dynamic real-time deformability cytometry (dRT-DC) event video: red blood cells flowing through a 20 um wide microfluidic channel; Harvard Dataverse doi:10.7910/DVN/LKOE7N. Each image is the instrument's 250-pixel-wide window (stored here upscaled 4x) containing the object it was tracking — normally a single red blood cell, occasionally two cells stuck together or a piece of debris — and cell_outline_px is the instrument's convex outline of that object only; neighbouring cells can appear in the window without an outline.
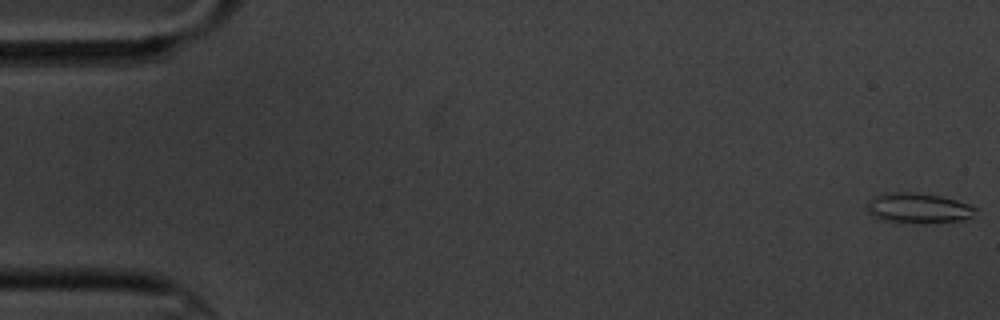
{"species": "common noctule bat (a hibernating species)", "species_latin": "Nyctalus noctula", "temperature_condition": "cold", "stored_images_in_passage": 7, "segment_of_instrument_passage": [1, 2], "camera_frame_rate_fps": 3000, "um_per_image_px": 0.085, "animal": {"sex": "male", "body_mass_g": 20.1, "forearm_length_mm": 53.5}, "frame": {"image": 1, "passage_image": 1, "time_ms": 0.0, "image_size_px": [1000, 320], "cell_outline_px": [[980, 208], [972, 216], [964, 220], [924, 224], [920, 224], [880, 220], [872, 216], [864, 208], [868, 200], [872, 196], [884, 192], [916, 192], [940, 196], [956, 200]], "centroid_in_image_um": [78.01, 17.69], "position_along_channel_um": 7.0, "area_um2": 19.77}}
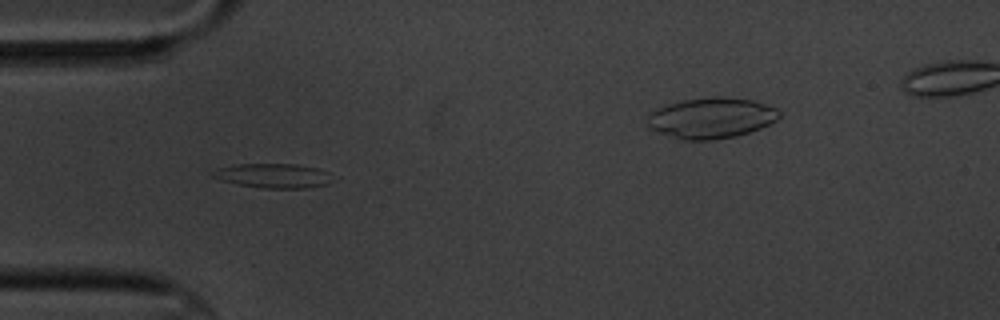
{"frame": {"image": 2, "passage_image": 5, "time_ms": 5.667, "image_size_px": [1000, 320], "cell_outline_px": [[328, 172], [324, 184], [308, 188], [264, 188], [236, 184], [220, 180], [212, 176], [208, 172], [220, 168], [236, 164], [296, 164], [316, 168]], "centroid_in_image_um": [23.09, 14.93], "position_along_channel_um": 61.9, "area_um2": 16.65}}
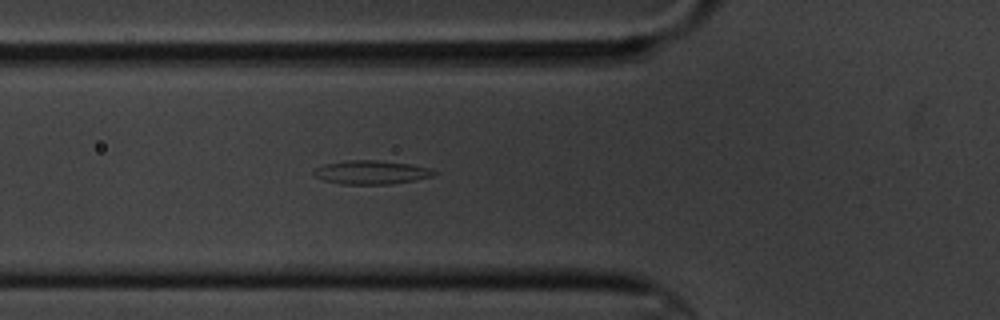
{"frame": {"image": 3, "passage_image": 6, "time_ms": 6.667, "image_size_px": [1000, 320], "cell_outline_px": [[440, 172], [432, 176], [416, 180], [392, 184], [340, 184], [324, 180], [316, 176], [312, 172], [316, 168], [324, 164], [348, 160], [376, 160], [412, 164], [428, 168]], "centroid_in_image_um": [31.59, 14.65], "position_along_channel_um": 94.2, "area_um2": 16.65}}